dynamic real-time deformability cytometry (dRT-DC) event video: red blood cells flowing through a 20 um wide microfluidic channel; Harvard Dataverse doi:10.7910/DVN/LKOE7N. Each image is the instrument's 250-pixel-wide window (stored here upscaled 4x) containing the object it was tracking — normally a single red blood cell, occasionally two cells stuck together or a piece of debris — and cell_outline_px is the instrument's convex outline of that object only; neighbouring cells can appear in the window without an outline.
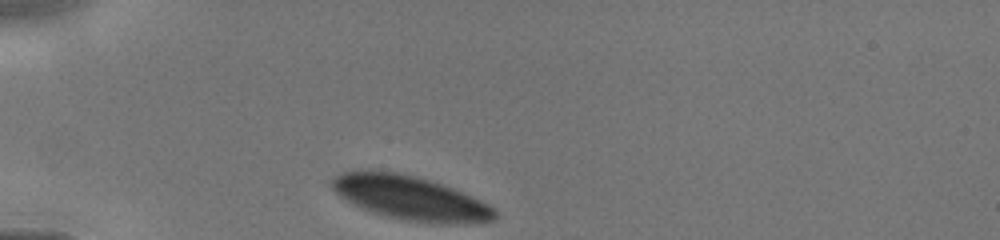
{"species": "human", "species_latin": "Homo sapiens", "temperature_condition": "cold", "stored_images_in_passage": 20, "camera_frame_rate_fps": 3000, "um_per_image_px": 0.085, "donor": {"sex": "male"}, "frame": {"image": 1, "passage_image": 1, "time_ms": 0.0, "image_size_px": [1000, 240], "cell_outline_px": [[496, 216], [492, 220], [468, 224], [444, 224], [404, 220], [384, 216], [360, 208], [352, 204], [340, 196], [324, 180], [340, 172], [352, 168], [396, 172], [416, 176], [452, 188], [472, 196], [496, 208]], "centroid_in_image_um": [34.76, 16.8], "position_along_channel_um": 50.2, "area_um2": 42.66}}
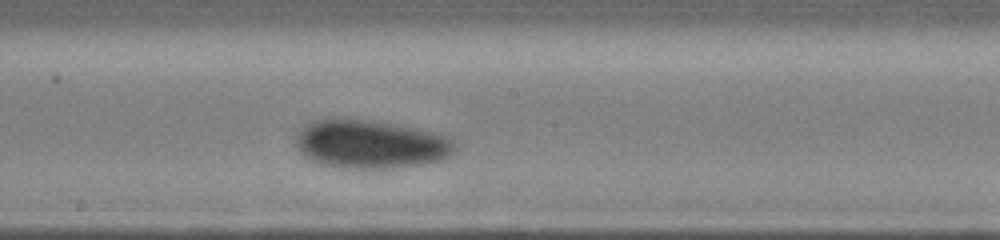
{"frame": {"image": 2, "passage_image": 10, "time_ms": 4.333, "image_size_px": [1000, 240], "cell_outline_px": [[456, 148], [452, 156], [444, 160], [424, 164], [392, 168], [340, 168], [324, 164], [312, 160], [304, 156], [296, 148], [296, 136], [300, 128], [312, 120], [328, 116], [372, 120], [396, 124], [440, 132], [456, 140]], "centroid_in_image_um": [31.54, 12.22], "position_along_channel_um": 216.7, "area_um2": 46.3}}
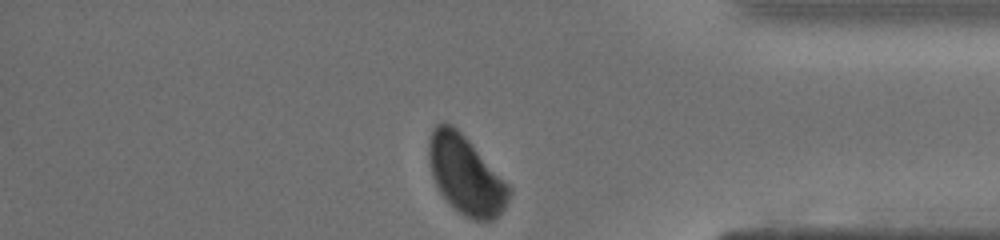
{"frame": {"image": 3, "passage_image": 20, "time_ms": 8.667, "image_size_px": [1000, 240], "cell_outline_px": [[512, 192], [504, 208], [492, 220], [476, 220], [464, 216], [452, 208], [440, 192], [432, 176], [428, 160], [428, 140], [432, 128], [436, 124], [452, 124], [468, 140], [512, 188]], "centroid_in_image_um": [39.56, 14.89], "position_along_channel_um": 395.6, "area_um2": 36.41}}